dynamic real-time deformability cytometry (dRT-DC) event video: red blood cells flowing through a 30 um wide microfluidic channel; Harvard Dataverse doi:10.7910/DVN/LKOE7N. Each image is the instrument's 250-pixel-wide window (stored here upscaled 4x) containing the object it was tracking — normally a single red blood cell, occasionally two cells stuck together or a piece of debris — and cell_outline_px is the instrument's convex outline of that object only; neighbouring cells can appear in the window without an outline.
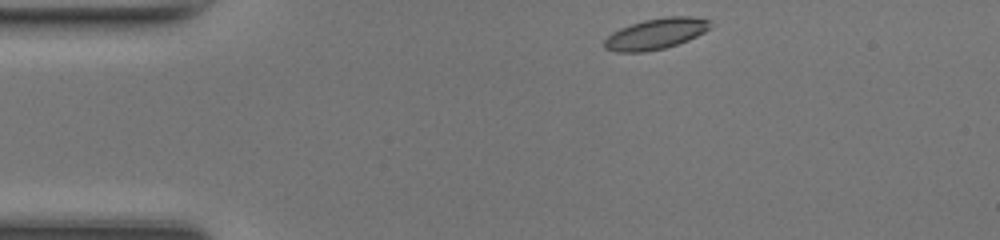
{"species": "common noctule bat (a hibernating species)", "species_latin": "Nyctalus noctula", "temperature_condition": "room temperature", "stored_images_in_passage": 40, "camera_frame_rate_fps": 3000, "um_per_image_px": 0.085, "animal": {"sex": "female", "body_mass_g": 17.0, "forearm_length_mm": 48.0}, "frame": {"image": 1, "passage_image": 1, "time_ms": 0.0, "image_size_px": [1000, 240], "cell_outline_px": [[712, 20], [708, 28], [704, 32], [688, 40], [664, 48], [644, 52], [616, 52], [604, 48], [604, 40], [612, 32], [620, 28], [644, 20], [668, 16], [688, 16]], "centroid_in_image_um": [55.72, 2.87], "position_along_channel_um": 29.3, "area_um2": 18.9}}
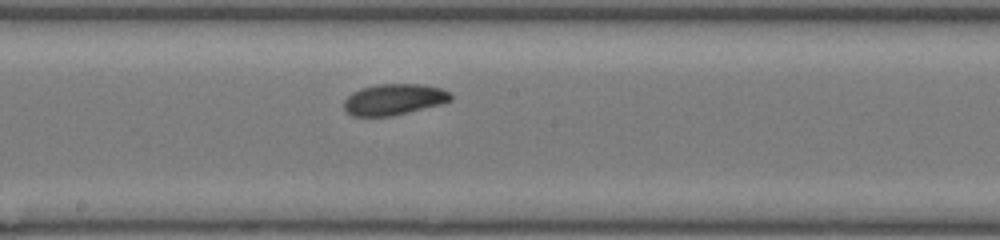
{"frame": {"image": 2, "passage_image": 18, "time_ms": 5.667, "image_size_px": [1000, 240], "cell_outline_px": [[452, 100], [440, 104], [392, 116], [352, 116], [344, 108], [344, 100], [352, 92], [360, 88], [380, 84], [424, 84], [440, 88], [448, 92], [452, 96]], "centroid_in_image_um": [33.47, 8.45], "position_along_channel_um": 214.7, "area_um2": 19.25}}
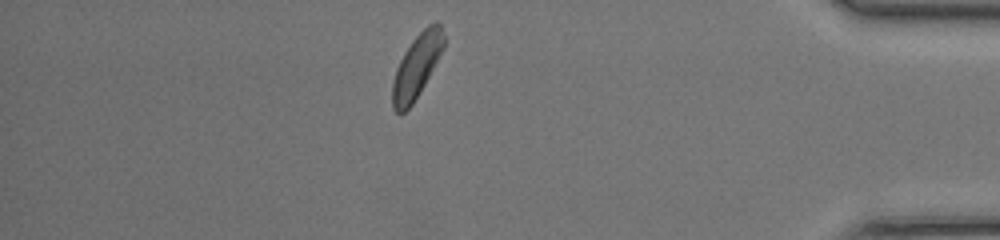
{"frame": {"image": 3, "passage_image": 34, "time_ms": 11.0, "image_size_px": [1000, 240], "cell_outline_px": [[444, 48], [420, 92], [412, 104], [400, 116], [392, 108], [392, 80], [396, 68], [404, 52], [412, 40], [428, 24], [436, 20], [440, 24], [444, 36]], "centroid_in_image_um": [35.4, 5.63], "position_along_channel_um": 399.8, "area_um2": 19.07}, "authors_computed_cell_mechanics": {"area_um2": 19.074, "velocity_mm_per_s": 4.2787, "shape_relaxation_time_tau1_ms": 2.922, "shape_relaxation_time_tau2_ms": null, "deformation_change_tau1": 0.0853, "deformation_change_tau2": null}}